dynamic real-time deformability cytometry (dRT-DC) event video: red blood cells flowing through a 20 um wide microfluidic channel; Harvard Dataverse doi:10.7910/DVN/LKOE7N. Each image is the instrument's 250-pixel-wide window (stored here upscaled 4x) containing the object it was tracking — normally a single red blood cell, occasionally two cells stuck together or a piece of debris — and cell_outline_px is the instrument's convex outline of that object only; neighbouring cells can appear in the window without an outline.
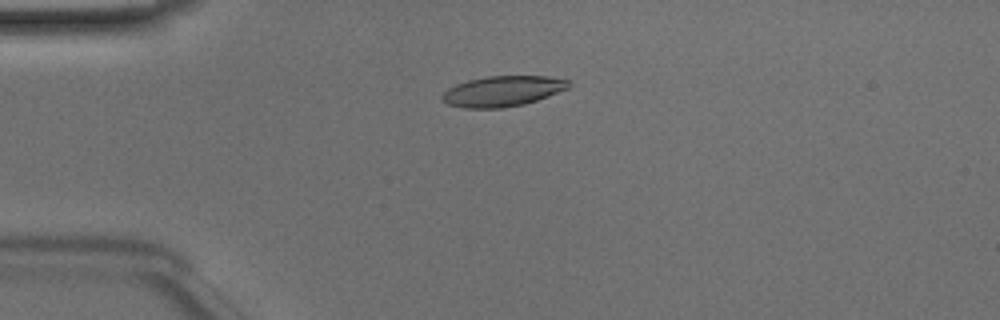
{"species": "Egyptian fruit bat (a non-hibernating species)", "species_latin": "Rousettus aegyptiacus", "temperature_condition": "room temperature", "stored_images_in_passage": 47, "camera_frame_rate_fps": 3000, "um_per_image_px": 0.085, "animal": {"sex": "male"}, "frame": {"image": 1, "passage_image": 10, "time_ms": 3.0, "image_size_px": [1000, 320], "cell_outline_px": [[572, 84], [568, 88], [548, 96], [524, 104], [500, 108], [464, 108], [448, 104], [440, 100], [440, 96], [448, 88], [456, 84], [468, 80], [488, 76], [548, 76], [572, 80]], "centroid_in_image_um": [42.73, 7.74], "position_along_channel_um": 42.3, "area_um2": 22.6}}
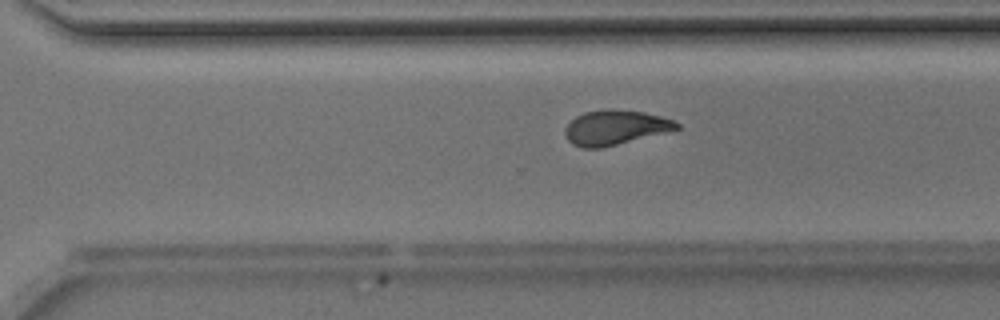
{"frame": {"image": 2, "passage_image": 32, "time_ms": 10.333, "image_size_px": [1000, 320], "cell_outline_px": [[680, 128], [600, 148], [584, 148], [572, 144], [568, 140], [564, 132], [564, 128], [576, 116], [584, 112], [644, 112], [660, 116], [672, 120], [680, 124]], "centroid_in_image_um": [52.25, 10.88], "position_along_channel_um": 318.3, "area_um2": 21.39}}
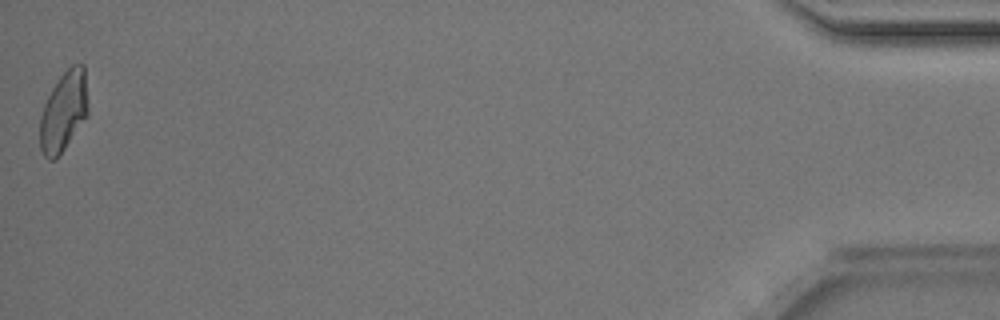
{"frame": {"image": 3, "passage_image": 47, "time_ms": 15.333, "image_size_px": [1000, 320], "cell_outline_px": [[88, 116], [56, 160], [48, 160], [44, 156], [40, 148], [40, 116], [44, 104], [52, 88], [60, 76], [72, 64], [84, 64], [88, 108]], "centroid_in_image_um": [5.41, 9.5], "position_along_channel_um": 429.8, "area_um2": 22.54}, "authors_computed_cell_mechanics": {"area_um2": 22.7732, "velocity_mm_per_s": 4.1213, "shape_relaxation_time_tau1_ms": 4.4568, "shape_relaxation_time_tau2_ms": 2.6209, "deformation_change_tau1": 0.1388, "deformation_change_tau2": 0.093}}